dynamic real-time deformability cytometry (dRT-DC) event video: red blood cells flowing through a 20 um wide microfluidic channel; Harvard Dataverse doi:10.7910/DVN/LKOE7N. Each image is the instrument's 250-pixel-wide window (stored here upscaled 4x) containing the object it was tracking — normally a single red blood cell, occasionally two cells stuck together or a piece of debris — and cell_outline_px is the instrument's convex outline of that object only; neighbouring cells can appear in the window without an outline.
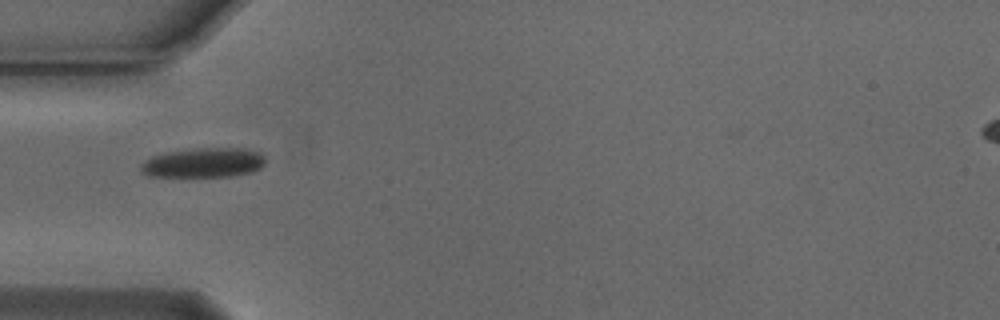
{"species": "Egyptian fruit bat (a non-hibernating species)", "species_latin": "Rousettus aegyptiacus", "temperature_condition": "cold", "stored_images_in_passage": 38, "camera_frame_rate_fps": 3000, "um_per_image_px": 0.085, "animal": {"sex": "male"}, "frame": {"image": 1, "passage_image": 1, "time_ms": 0.0, "image_size_px": [1000, 320], "cell_outline_px": [[264, 164], [260, 168], [252, 172], [228, 176], [148, 176], [140, 172], [140, 164], [144, 160], [152, 156], [168, 152], [196, 148], [244, 148], [260, 152], [264, 156]], "centroid_in_image_um": [17.28, 13.82], "position_along_channel_um": 67.7, "area_um2": 21.5}}
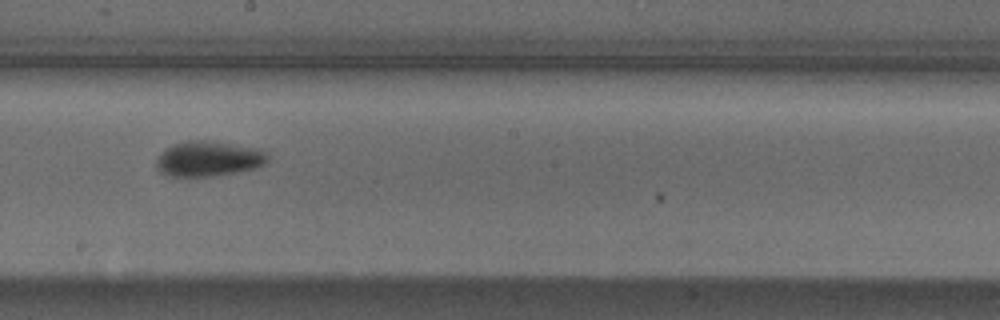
{"frame": {"image": 2, "passage_image": 14, "time_ms": 4.333, "image_size_px": [1000, 320], "cell_outline_px": [[268, 160], [264, 164], [256, 168], [216, 176], [168, 176], [160, 172], [156, 168], [156, 160], [164, 148], [172, 144], [188, 140], [208, 140], [264, 148], [268, 152]], "centroid_in_image_um": [17.75, 13.47], "position_along_channel_um": 230.4, "area_um2": 23.41}}
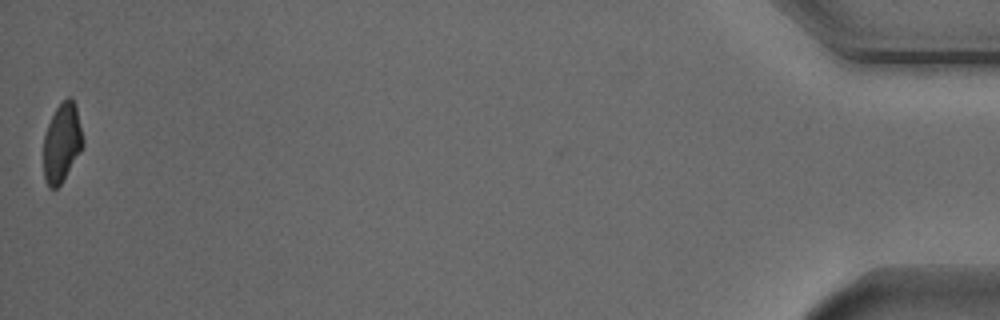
{"frame": {"image": 3, "passage_image": 38, "time_ms": 12.333, "image_size_px": [1000, 320], "cell_outline_px": [[84, 144], [80, 152], [60, 184], [56, 188], [48, 188], [44, 176], [44, 136], [48, 124], [56, 108], [68, 96], [72, 96], [76, 104], [84, 140]], "centroid_in_image_um": [5.28, 12.09], "position_along_channel_um": 429.9, "area_um2": 18.03}, "authors_computed_cell_mechanics": {"area_um2": 20.9814, "velocity_mm_per_s": 3.767, "shape_relaxation_time_tau1_ms": 2.6703, "shape_relaxation_time_tau2_ms": null, "deformation_change_tau1": 0.1118, "deformation_change_tau2": null}}